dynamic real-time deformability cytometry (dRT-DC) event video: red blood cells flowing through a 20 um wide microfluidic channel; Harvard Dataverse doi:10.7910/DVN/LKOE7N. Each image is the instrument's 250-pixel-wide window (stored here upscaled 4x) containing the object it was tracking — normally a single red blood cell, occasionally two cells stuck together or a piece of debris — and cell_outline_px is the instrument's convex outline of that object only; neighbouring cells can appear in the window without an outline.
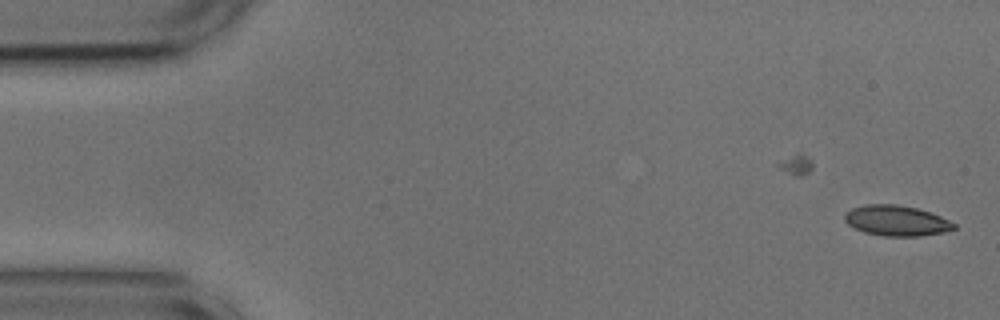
{"species": "common noctule bat (a hibernating species)", "species_latin": "Nyctalus noctula", "temperature_condition": "cold", "stored_images_in_passage": 32, "camera_frame_rate_fps": 3000, "um_per_image_px": 0.085, "animal": {"sex": "male", "body_mass_g": 17.9, "forearm_length_mm": 54.2}, "frame": {"image": 1, "passage_image": 1, "time_ms": 0.0, "image_size_px": [1000, 320], "cell_outline_px": [[956, 228], [944, 232], [920, 236], [884, 236], [864, 232], [848, 224], [844, 220], [844, 216], [852, 208], [864, 204], [896, 204], [916, 208], [940, 216], [956, 224]], "centroid_in_image_um": [76.2, 18.75], "position_along_channel_um": 8.8, "area_um2": 19.25}}
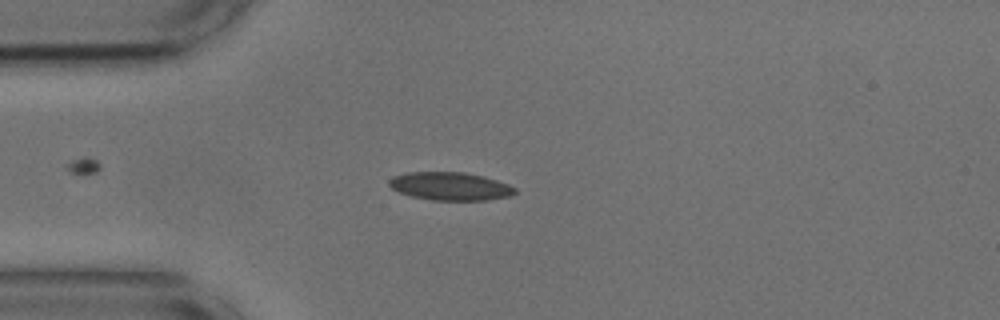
{"frame": {"image": 2, "passage_image": 13, "time_ms": 4.0, "image_size_px": [1000, 320], "cell_outline_px": [[516, 192], [512, 196], [488, 200], [432, 200], [412, 196], [400, 192], [392, 188], [388, 184], [388, 180], [392, 176], [408, 172], [464, 172], [484, 176], [508, 184], [516, 188]], "centroid_in_image_um": [38.28, 15.83], "position_along_channel_um": 46.7, "area_um2": 20.69}}